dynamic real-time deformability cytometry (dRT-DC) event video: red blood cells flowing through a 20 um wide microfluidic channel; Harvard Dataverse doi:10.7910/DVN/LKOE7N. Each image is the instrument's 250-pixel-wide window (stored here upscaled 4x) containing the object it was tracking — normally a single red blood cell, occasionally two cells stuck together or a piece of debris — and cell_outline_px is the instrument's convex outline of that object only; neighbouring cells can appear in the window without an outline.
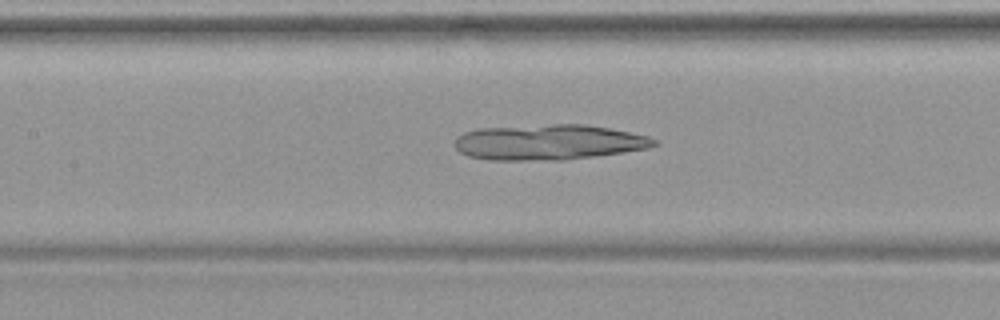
{"species": "common noctule bat (a hibernating species)", "species_latin": "Nyctalus noctula", "temperature_condition": "warm", "stored_images_in_passage": 48, "camera_frame_rate_fps": 3000, "um_per_image_px": 0.085, "animal": {"sex": "female", "body_mass_g": 19.9}, "frame": {"image": 1, "passage_image": 22, "time_ms": 7.0, "image_size_px": [1000, 320], "cell_outline_px": [[660, 144], [648, 148], [564, 160], [488, 160], [468, 156], [460, 152], [456, 148], [456, 136], [464, 132], [480, 128], [552, 124], [584, 124], [608, 128], [648, 136], [656, 140]], "centroid_in_image_um": [46.61, 12.09], "position_along_channel_um": 160.8, "area_um2": 40.98}}
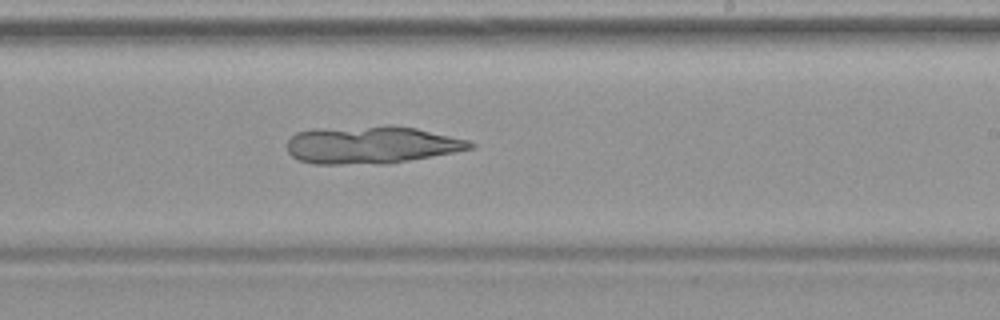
{"frame": {"image": 2, "passage_image": 29, "time_ms": 9.333, "image_size_px": [1000, 320], "cell_outline_px": [[476, 144], [472, 148], [452, 152], [388, 164], [312, 164], [300, 160], [292, 156], [288, 152], [288, 140], [296, 132], [312, 128], [384, 124], [392, 124], [416, 128], [468, 140]], "centroid_in_image_um": [31.51, 12.29], "position_along_channel_um": 257.5, "area_um2": 40.63}}
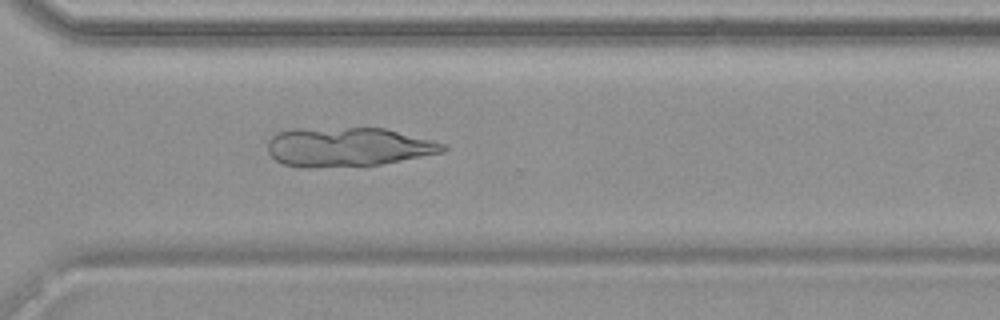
{"frame": {"image": 3, "passage_image": 35, "time_ms": 11.333, "image_size_px": [1000, 320], "cell_outline_px": [[448, 148], [444, 152], [380, 164], [308, 168], [304, 168], [284, 164], [276, 160], [268, 152], [268, 140], [276, 132], [296, 128], [384, 128], [448, 144]], "centroid_in_image_um": [29.56, 12.48], "position_along_channel_um": 341.0, "area_um2": 40.06}}